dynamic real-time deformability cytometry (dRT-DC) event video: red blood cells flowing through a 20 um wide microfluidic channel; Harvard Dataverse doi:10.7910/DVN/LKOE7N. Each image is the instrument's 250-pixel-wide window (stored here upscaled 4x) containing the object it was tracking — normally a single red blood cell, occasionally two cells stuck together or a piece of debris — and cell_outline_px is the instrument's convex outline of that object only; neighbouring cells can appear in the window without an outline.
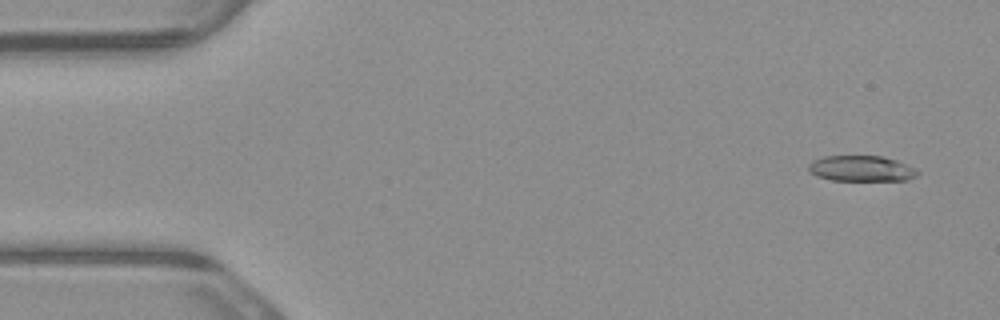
{"species": "common noctule bat (a hibernating species)", "species_latin": "Nyctalus noctula", "temperature_condition": "warm", "stored_images_in_passage": 4, "camera_frame_rate_fps": 3000, "um_per_image_px": 0.085, "animal": {"sex": "male", "body_mass_g": 23.1, "forearm_length_mm": 52.7}, "frame": {"image": 1, "passage_image": 1, "time_ms": 0.0, "image_size_px": [1000, 320], "cell_outline_px": [[920, 172], [916, 176], [908, 180], [832, 180], [816, 176], [808, 172], [808, 164], [812, 160], [824, 156], [880, 156], [896, 160], [916, 168]], "centroid_in_image_um": [73.19, 14.32], "position_along_channel_um": 11.8, "area_um2": 16.42}}
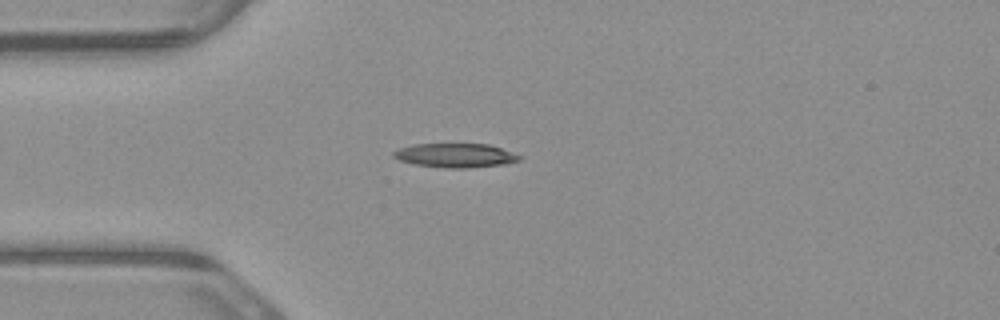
{"frame": {"image": 2, "passage_image": 4, "time_ms": 1.0, "image_size_px": [1000, 320], "cell_outline_px": [[524, 156], [520, 160], [504, 164], [468, 168], [448, 168], [416, 164], [400, 160], [392, 156], [392, 152], [400, 148], [412, 144], [488, 144]], "centroid_in_image_um": [38.73, 13.2], "position_along_channel_um": 46.3, "area_um2": 17.57}}